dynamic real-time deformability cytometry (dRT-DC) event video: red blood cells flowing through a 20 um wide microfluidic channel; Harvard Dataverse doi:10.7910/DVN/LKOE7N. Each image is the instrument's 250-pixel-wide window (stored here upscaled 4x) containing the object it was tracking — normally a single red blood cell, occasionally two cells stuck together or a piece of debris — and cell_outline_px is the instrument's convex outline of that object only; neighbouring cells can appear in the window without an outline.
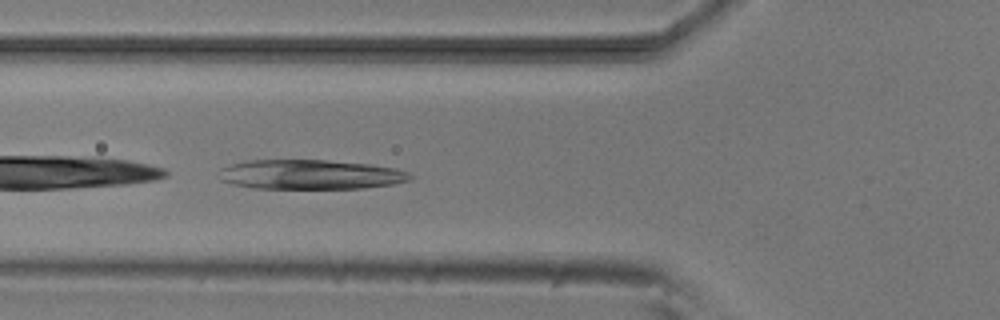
{"species": "common noctule bat (a hibernating species)", "species_latin": "Nyctalus noctula", "temperature_condition": "room temperature", "stored_images_in_passage": 31, "camera_frame_rate_fps": 3000, "um_per_image_px": 0.085, "animal": {"sex": "male", "body_mass_g": 20.5, "forearm_length_mm": 52.5}, "frame": {"image": 1, "passage_image": 3, "time_ms": 0.667, "image_size_px": [1000, 320], "cell_outline_px": [[416, 176], [412, 180], [392, 184], [364, 188], [256, 188], [232, 184], [220, 180], [220, 168], [244, 160], [324, 160], [372, 164], [396, 168], [408, 172]], "centroid_in_image_um": [26.42, 14.83], "position_along_channel_um": 99.4, "area_um2": 33.12}}
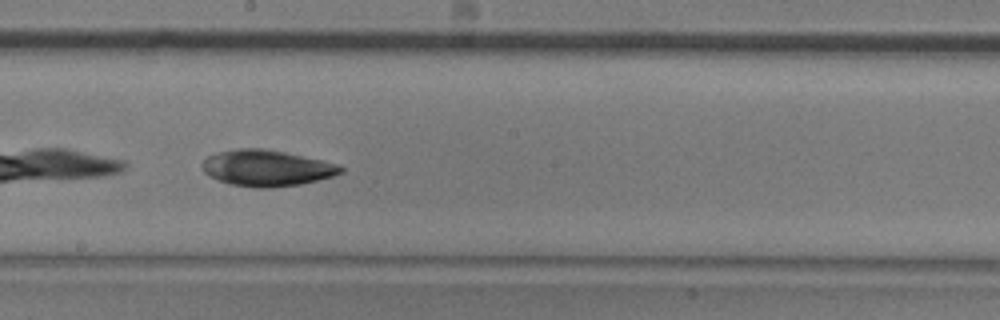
{"frame": {"image": 2, "passage_image": 13, "time_ms": 4.0, "image_size_px": [1000, 320], "cell_outline_px": [[344, 172], [332, 176], [300, 184], [268, 188], [256, 188], [228, 184], [204, 172], [200, 164], [208, 156], [216, 152], [236, 148], [264, 148], [284, 152], [340, 164], [344, 168]], "centroid_in_image_um": [22.66, 14.28], "position_along_channel_um": 225.5, "area_um2": 29.19}}
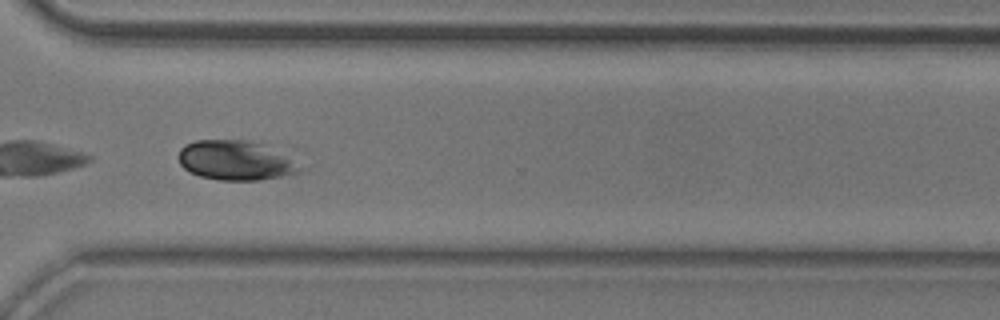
{"frame": {"image": 3, "passage_image": 23, "time_ms": 7.333, "image_size_px": [1000, 320], "cell_outline_px": [[304, 168], [300, 172], [260, 180], [220, 180], [200, 176], [184, 168], [180, 164], [180, 148], [184, 144], [196, 140], [252, 140], [288, 156]], "centroid_in_image_um": [20.03, 13.63], "position_along_channel_um": 350.6, "area_um2": 27.8}}